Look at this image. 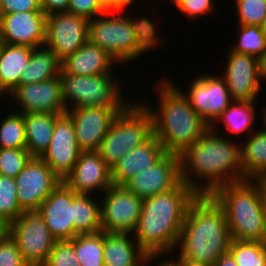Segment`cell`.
<instances>
[{"instance_id":"1","label":"cell","mask_w":266,"mask_h":266,"mask_svg":"<svg viewBox=\"0 0 266 266\" xmlns=\"http://www.w3.org/2000/svg\"><path fill=\"white\" fill-rule=\"evenodd\" d=\"M217 129L210 126L180 155L181 180L198 195H211L225 184L247 180L241 163V146L218 135ZM199 179L206 181L204 185Z\"/></svg>"},{"instance_id":"2","label":"cell","mask_w":266,"mask_h":266,"mask_svg":"<svg viewBox=\"0 0 266 266\" xmlns=\"http://www.w3.org/2000/svg\"><path fill=\"white\" fill-rule=\"evenodd\" d=\"M198 196L181 181L175 188L143 200L133 236L150 258L175 252L188 208Z\"/></svg>"},{"instance_id":"3","label":"cell","mask_w":266,"mask_h":266,"mask_svg":"<svg viewBox=\"0 0 266 266\" xmlns=\"http://www.w3.org/2000/svg\"><path fill=\"white\" fill-rule=\"evenodd\" d=\"M156 83L157 108L143 101L141 103L152 115L153 135L163 145L165 152L180 156L210 127L174 83L167 78Z\"/></svg>"},{"instance_id":"4","label":"cell","mask_w":266,"mask_h":266,"mask_svg":"<svg viewBox=\"0 0 266 266\" xmlns=\"http://www.w3.org/2000/svg\"><path fill=\"white\" fill-rule=\"evenodd\" d=\"M230 243L223 208L211 195H199L188 208L175 251L180 247L179 255L213 266L228 253Z\"/></svg>"},{"instance_id":"5","label":"cell","mask_w":266,"mask_h":266,"mask_svg":"<svg viewBox=\"0 0 266 266\" xmlns=\"http://www.w3.org/2000/svg\"><path fill=\"white\" fill-rule=\"evenodd\" d=\"M211 196L225 212L231 240L262 241L266 228V209L254 180L225 184Z\"/></svg>"},{"instance_id":"6","label":"cell","mask_w":266,"mask_h":266,"mask_svg":"<svg viewBox=\"0 0 266 266\" xmlns=\"http://www.w3.org/2000/svg\"><path fill=\"white\" fill-rule=\"evenodd\" d=\"M153 135L151 113L139 101H132L113 119L97 152L111 167L132 149Z\"/></svg>"},{"instance_id":"7","label":"cell","mask_w":266,"mask_h":266,"mask_svg":"<svg viewBox=\"0 0 266 266\" xmlns=\"http://www.w3.org/2000/svg\"><path fill=\"white\" fill-rule=\"evenodd\" d=\"M59 76L62 98L67 110L84 107H126L130 102L121 98V85L114 79L113 74L78 76L66 73L61 68Z\"/></svg>"},{"instance_id":"8","label":"cell","mask_w":266,"mask_h":266,"mask_svg":"<svg viewBox=\"0 0 266 266\" xmlns=\"http://www.w3.org/2000/svg\"><path fill=\"white\" fill-rule=\"evenodd\" d=\"M125 7H111L106 13L89 19L88 24V41L102 48L119 65L137 58L136 37L128 15L123 14Z\"/></svg>"},{"instance_id":"9","label":"cell","mask_w":266,"mask_h":266,"mask_svg":"<svg viewBox=\"0 0 266 266\" xmlns=\"http://www.w3.org/2000/svg\"><path fill=\"white\" fill-rule=\"evenodd\" d=\"M7 233L29 266H43L56 242L38 211L21 213L7 226Z\"/></svg>"},{"instance_id":"10","label":"cell","mask_w":266,"mask_h":266,"mask_svg":"<svg viewBox=\"0 0 266 266\" xmlns=\"http://www.w3.org/2000/svg\"><path fill=\"white\" fill-rule=\"evenodd\" d=\"M103 193L100 202L102 231L133 234L140 219L143 200L124 185L113 184Z\"/></svg>"},{"instance_id":"11","label":"cell","mask_w":266,"mask_h":266,"mask_svg":"<svg viewBox=\"0 0 266 266\" xmlns=\"http://www.w3.org/2000/svg\"><path fill=\"white\" fill-rule=\"evenodd\" d=\"M17 199L23 211H37L51 192L62 182L40 158L31 157L15 177Z\"/></svg>"},{"instance_id":"12","label":"cell","mask_w":266,"mask_h":266,"mask_svg":"<svg viewBox=\"0 0 266 266\" xmlns=\"http://www.w3.org/2000/svg\"><path fill=\"white\" fill-rule=\"evenodd\" d=\"M89 19L68 12L47 16L45 46L62 62L88 41Z\"/></svg>"},{"instance_id":"13","label":"cell","mask_w":266,"mask_h":266,"mask_svg":"<svg viewBox=\"0 0 266 266\" xmlns=\"http://www.w3.org/2000/svg\"><path fill=\"white\" fill-rule=\"evenodd\" d=\"M205 74L191 80L188 93L184 96L189 100L190 106L209 125L216 121L221 113L232 103L226 81L222 76ZM232 101V102H231Z\"/></svg>"},{"instance_id":"14","label":"cell","mask_w":266,"mask_h":266,"mask_svg":"<svg viewBox=\"0 0 266 266\" xmlns=\"http://www.w3.org/2000/svg\"><path fill=\"white\" fill-rule=\"evenodd\" d=\"M222 77L234 101L256 102L261 87V60L253 55L228 48ZM261 81V82H260Z\"/></svg>"},{"instance_id":"15","label":"cell","mask_w":266,"mask_h":266,"mask_svg":"<svg viewBox=\"0 0 266 266\" xmlns=\"http://www.w3.org/2000/svg\"><path fill=\"white\" fill-rule=\"evenodd\" d=\"M80 153L73 120L67 113L61 114L55 120L50 146L40 158L64 181L72 172Z\"/></svg>"},{"instance_id":"16","label":"cell","mask_w":266,"mask_h":266,"mask_svg":"<svg viewBox=\"0 0 266 266\" xmlns=\"http://www.w3.org/2000/svg\"><path fill=\"white\" fill-rule=\"evenodd\" d=\"M181 181L180 156L166 153L150 168L133 176L124 186L144 200L175 188Z\"/></svg>"},{"instance_id":"17","label":"cell","mask_w":266,"mask_h":266,"mask_svg":"<svg viewBox=\"0 0 266 266\" xmlns=\"http://www.w3.org/2000/svg\"><path fill=\"white\" fill-rule=\"evenodd\" d=\"M125 107L71 108L66 113L73 120L76 141L81 151H97L113 119Z\"/></svg>"},{"instance_id":"18","label":"cell","mask_w":266,"mask_h":266,"mask_svg":"<svg viewBox=\"0 0 266 266\" xmlns=\"http://www.w3.org/2000/svg\"><path fill=\"white\" fill-rule=\"evenodd\" d=\"M18 103L22 110L16 112L64 114L67 109L63 102L60 76L39 83L18 85L8 96Z\"/></svg>"},{"instance_id":"19","label":"cell","mask_w":266,"mask_h":266,"mask_svg":"<svg viewBox=\"0 0 266 266\" xmlns=\"http://www.w3.org/2000/svg\"><path fill=\"white\" fill-rule=\"evenodd\" d=\"M47 15L43 11L15 12L0 17V43L43 46Z\"/></svg>"},{"instance_id":"20","label":"cell","mask_w":266,"mask_h":266,"mask_svg":"<svg viewBox=\"0 0 266 266\" xmlns=\"http://www.w3.org/2000/svg\"><path fill=\"white\" fill-rule=\"evenodd\" d=\"M77 195L62 181L37 210L56 241H69L78 235L73 224V199Z\"/></svg>"},{"instance_id":"21","label":"cell","mask_w":266,"mask_h":266,"mask_svg":"<svg viewBox=\"0 0 266 266\" xmlns=\"http://www.w3.org/2000/svg\"><path fill=\"white\" fill-rule=\"evenodd\" d=\"M77 194L104 192L113 183L111 168L97 151H81L72 172L63 181Z\"/></svg>"},{"instance_id":"22","label":"cell","mask_w":266,"mask_h":266,"mask_svg":"<svg viewBox=\"0 0 266 266\" xmlns=\"http://www.w3.org/2000/svg\"><path fill=\"white\" fill-rule=\"evenodd\" d=\"M165 154L163 145L152 135L146 142L126 153L110 167L112 183L124 185L137 173L158 162Z\"/></svg>"},{"instance_id":"23","label":"cell","mask_w":266,"mask_h":266,"mask_svg":"<svg viewBox=\"0 0 266 266\" xmlns=\"http://www.w3.org/2000/svg\"><path fill=\"white\" fill-rule=\"evenodd\" d=\"M103 258L104 266H148L156 260L141 249L133 234L106 232H103Z\"/></svg>"},{"instance_id":"24","label":"cell","mask_w":266,"mask_h":266,"mask_svg":"<svg viewBox=\"0 0 266 266\" xmlns=\"http://www.w3.org/2000/svg\"><path fill=\"white\" fill-rule=\"evenodd\" d=\"M115 62L119 64L102 48L87 41L61 62V68L66 73L78 76L114 74L112 67Z\"/></svg>"},{"instance_id":"25","label":"cell","mask_w":266,"mask_h":266,"mask_svg":"<svg viewBox=\"0 0 266 266\" xmlns=\"http://www.w3.org/2000/svg\"><path fill=\"white\" fill-rule=\"evenodd\" d=\"M31 47L0 43V91L7 96L18 85L32 54Z\"/></svg>"},{"instance_id":"26","label":"cell","mask_w":266,"mask_h":266,"mask_svg":"<svg viewBox=\"0 0 266 266\" xmlns=\"http://www.w3.org/2000/svg\"><path fill=\"white\" fill-rule=\"evenodd\" d=\"M61 114H24L26 149L32 157H41L49 148L55 120Z\"/></svg>"},{"instance_id":"27","label":"cell","mask_w":266,"mask_h":266,"mask_svg":"<svg viewBox=\"0 0 266 266\" xmlns=\"http://www.w3.org/2000/svg\"><path fill=\"white\" fill-rule=\"evenodd\" d=\"M61 61L45 45L32 49L27 67L22 71L19 85L39 83L60 74Z\"/></svg>"},{"instance_id":"28","label":"cell","mask_w":266,"mask_h":266,"mask_svg":"<svg viewBox=\"0 0 266 266\" xmlns=\"http://www.w3.org/2000/svg\"><path fill=\"white\" fill-rule=\"evenodd\" d=\"M247 136L241 146V163L244 177L253 180L266 172V133L261 128Z\"/></svg>"},{"instance_id":"29","label":"cell","mask_w":266,"mask_h":266,"mask_svg":"<svg viewBox=\"0 0 266 266\" xmlns=\"http://www.w3.org/2000/svg\"><path fill=\"white\" fill-rule=\"evenodd\" d=\"M95 199L92 194H78L73 199V224L78 235L102 231L101 201Z\"/></svg>"},{"instance_id":"30","label":"cell","mask_w":266,"mask_h":266,"mask_svg":"<svg viewBox=\"0 0 266 266\" xmlns=\"http://www.w3.org/2000/svg\"><path fill=\"white\" fill-rule=\"evenodd\" d=\"M255 102L250 101H234L231 103L216 119V122L211 126H217L216 123L223 121L224 128L230 134H241L243 132H253L254 121H256Z\"/></svg>"},{"instance_id":"31","label":"cell","mask_w":266,"mask_h":266,"mask_svg":"<svg viewBox=\"0 0 266 266\" xmlns=\"http://www.w3.org/2000/svg\"><path fill=\"white\" fill-rule=\"evenodd\" d=\"M69 242L74 247L80 266H104L103 231L79 234Z\"/></svg>"},{"instance_id":"32","label":"cell","mask_w":266,"mask_h":266,"mask_svg":"<svg viewBox=\"0 0 266 266\" xmlns=\"http://www.w3.org/2000/svg\"><path fill=\"white\" fill-rule=\"evenodd\" d=\"M0 148H26L24 114L11 111L0 122Z\"/></svg>"},{"instance_id":"33","label":"cell","mask_w":266,"mask_h":266,"mask_svg":"<svg viewBox=\"0 0 266 266\" xmlns=\"http://www.w3.org/2000/svg\"><path fill=\"white\" fill-rule=\"evenodd\" d=\"M238 26V41L230 49L235 52L253 55L261 60L266 54V35L260 26Z\"/></svg>"},{"instance_id":"34","label":"cell","mask_w":266,"mask_h":266,"mask_svg":"<svg viewBox=\"0 0 266 266\" xmlns=\"http://www.w3.org/2000/svg\"><path fill=\"white\" fill-rule=\"evenodd\" d=\"M228 253L237 266H266V250L260 241L231 240Z\"/></svg>"},{"instance_id":"35","label":"cell","mask_w":266,"mask_h":266,"mask_svg":"<svg viewBox=\"0 0 266 266\" xmlns=\"http://www.w3.org/2000/svg\"><path fill=\"white\" fill-rule=\"evenodd\" d=\"M23 212L17 199L15 178L0 175V220L8 226Z\"/></svg>"},{"instance_id":"36","label":"cell","mask_w":266,"mask_h":266,"mask_svg":"<svg viewBox=\"0 0 266 266\" xmlns=\"http://www.w3.org/2000/svg\"><path fill=\"white\" fill-rule=\"evenodd\" d=\"M128 20L136 37L137 58L160 45L159 43L162 42L161 37L157 36V30L151 20L144 16L142 18L128 16Z\"/></svg>"},{"instance_id":"37","label":"cell","mask_w":266,"mask_h":266,"mask_svg":"<svg viewBox=\"0 0 266 266\" xmlns=\"http://www.w3.org/2000/svg\"><path fill=\"white\" fill-rule=\"evenodd\" d=\"M31 157L26 148H0V175L15 178Z\"/></svg>"},{"instance_id":"38","label":"cell","mask_w":266,"mask_h":266,"mask_svg":"<svg viewBox=\"0 0 266 266\" xmlns=\"http://www.w3.org/2000/svg\"><path fill=\"white\" fill-rule=\"evenodd\" d=\"M238 25L260 26L266 15V0H235Z\"/></svg>"},{"instance_id":"39","label":"cell","mask_w":266,"mask_h":266,"mask_svg":"<svg viewBox=\"0 0 266 266\" xmlns=\"http://www.w3.org/2000/svg\"><path fill=\"white\" fill-rule=\"evenodd\" d=\"M43 266H80V264L69 241H56Z\"/></svg>"},{"instance_id":"40","label":"cell","mask_w":266,"mask_h":266,"mask_svg":"<svg viewBox=\"0 0 266 266\" xmlns=\"http://www.w3.org/2000/svg\"><path fill=\"white\" fill-rule=\"evenodd\" d=\"M110 8L105 0H69L67 12L92 19L106 13Z\"/></svg>"},{"instance_id":"41","label":"cell","mask_w":266,"mask_h":266,"mask_svg":"<svg viewBox=\"0 0 266 266\" xmlns=\"http://www.w3.org/2000/svg\"><path fill=\"white\" fill-rule=\"evenodd\" d=\"M0 266H29L8 233L0 239Z\"/></svg>"},{"instance_id":"42","label":"cell","mask_w":266,"mask_h":266,"mask_svg":"<svg viewBox=\"0 0 266 266\" xmlns=\"http://www.w3.org/2000/svg\"><path fill=\"white\" fill-rule=\"evenodd\" d=\"M213 0H184L177 9L186 17L196 20L197 17H204L210 14L215 7Z\"/></svg>"},{"instance_id":"43","label":"cell","mask_w":266,"mask_h":266,"mask_svg":"<svg viewBox=\"0 0 266 266\" xmlns=\"http://www.w3.org/2000/svg\"><path fill=\"white\" fill-rule=\"evenodd\" d=\"M2 14L43 11L40 0H0Z\"/></svg>"},{"instance_id":"44","label":"cell","mask_w":266,"mask_h":266,"mask_svg":"<svg viewBox=\"0 0 266 266\" xmlns=\"http://www.w3.org/2000/svg\"><path fill=\"white\" fill-rule=\"evenodd\" d=\"M41 9L48 16L54 13L67 12L69 0H40Z\"/></svg>"},{"instance_id":"45","label":"cell","mask_w":266,"mask_h":266,"mask_svg":"<svg viewBox=\"0 0 266 266\" xmlns=\"http://www.w3.org/2000/svg\"><path fill=\"white\" fill-rule=\"evenodd\" d=\"M164 259L171 266H212L211 264H208V263H205V262H201V261H198V260H195V259H188L186 257H183L182 255H179L178 258H176V260L174 258L172 259V257L170 259L164 257Z\"/></svg>"},{"instance_id":"46","label":"cell","mask_w":266,"mask_h":266,"mask_svg":"<svg viewBox=\"0 0 266 266\" xmlns=\"http://www.w3.org/2000/svg\"><path fill=\"white\" fill-rule=\"evenodd\" d=\"M253 180L258 185L261 191L263 203L266 209V172L259 174Z\"/></svg>"},{"instance_id":"47","label":"cell","mask_w":266,"mask_h":266,"mask_svg":"<svg viewBox=\"0 0 266 266\" xmlns=\"http://www.w3.org/2000/svg\"><path fill=\"white\" fill-rule=\"evenodd\" d=\"M213 266H237L233 257L226 253L225 255L221 256Z\"/></svg>"},{"instance_id":"48","label":"cell","mask_w":266,"mask_h":266,"mask_svg":"<svg viewBox=\"0 0 266 266\" xmlns=\"http://www.w3.org/2000/svg\"><path fill=\"white\" fill-rule=\"evenodd\" d=\"M134 0H105L110 7H120L122 5H132Z\"/></svg>"},{"instance_id":"49","label":"cell","mask_w":266,"mask_h":266,"mask_svg":"<svg viewBox=\"0 0 266 266\" xmlns=\"http://www.w3.org/2000/svg\"><path fill=\"white\" fill-rule=\"evenodd\" d=\"M266 79V54L261 59V80Z\"/></svg>"},{"instance_id":"50","label":"cell","mask_w":266,"mask_h":266,"mask_svg":"<svg viewBox=\"0 0 266 266\" xmlns=\"http://www.w3.org/2000/svg\"><path fill=\"white\" fill-rule=\"evenodd\" d=\"M7 233V225L0 220V239Z\"/></svg>"},{"instance_id":"51","label":"cell","mask_w":266,"mask_h":266,"mask_svg":"<svg viewBox=\"0 0 266 266\" xmlns=\"http://www.w3.org/2000/svg\"><path fill=\"white\" fill-rule=\"evenodd\" d=\"M263 113H262V119H263V123H264V128L262 129L265 133H266V107L262 110Z\"/></svg>"},{"instance_id":"52","label":"cell","mask_w":266,"mask_h":266,"mask_svg":"<svg viewBox=\"0 0 266 266\" xmlns=\"http://www.w3.org/2000/svg\"><path fill=\"white\" fill-rule=\"evenodd\" d=\"M260 28L264 32V34L266 35V15H265V17H264V19L260 25Z\"/></svg>"},{"instance_id":"53","label":"cell","mask_w":266,"mask_h":266,"mask_svg":"<svg viewBox=\"0 0 266 266\" xmlns=\"http://www.w3.org/2000/svg\"><path fill=\"white\" fill-rule=\"evenodd\" d=\"M156 264V266H171L164 258H162L161 261Z\"/></svg>"},{"instance_id":"54","label":"cell","mask_w":266,"mask_h":266,"mask_svg":"<svg viewBox=\"0 0 266 266\" xmlns=\"http://www.w3.org/2000/svg\"><path fill=\"white\" fill-rule=\"evenodd\" d=\"M261 243H262L264 249L266 250V228L264 230L263 239H262Z\"/></svg>"},{"instance_id":"55","label":"cell","mask_w":266,"mask_h":266,"mask_svg":"<svg viewBox=\"0 0 266 266\" xmlns=\"http://www.w3.org/2000/svg\"><path fill=\"white\" fill-rule=\"evenodd\" d=\"M169 1H171L177 8L184 0H169Z\"/></svg>"},{"instance_id":"56","label":"cell","mask_w":266,"mask_h":266,"mask_svg":"<svg viewBox=\"0 0 266 266\" xmlns=\"http://www.w3.org/2000/svg\"><path fill=\"white\" fill-rule=\"evenodd\" d=\"M2 15L1 3H0V17Z\"/></svg>"}]
</instances>
